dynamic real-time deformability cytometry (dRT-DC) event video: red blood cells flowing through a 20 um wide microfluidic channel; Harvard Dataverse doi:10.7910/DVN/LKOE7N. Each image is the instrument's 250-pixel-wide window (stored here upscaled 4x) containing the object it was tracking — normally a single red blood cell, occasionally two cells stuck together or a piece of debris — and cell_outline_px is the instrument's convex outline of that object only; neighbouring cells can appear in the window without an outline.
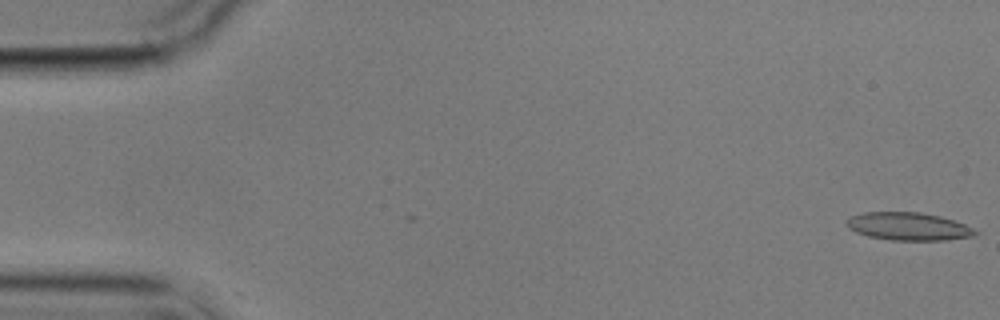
{"species": "common noctule bat (a hibernating species)", "species_latin": "Nyctalus noctula", "temperature_condition": "cold", "stored_images_in_passage": 3, "camera_frame_rate_fps": 3000, "um_per_image_px": 0.085, "animal": {"sex": "male", "body_mass_g": 17.9}, "frame": {"image": 1, "passage_image": 1, "time_ms": 0.0, "image_size_px": [1000, 320], "cell_outline_px": [[980, 232], [976, 236], [948, 240], [888, 240], [868, 236], [856, 232], [848, 228], [848, 220], [852, 216], [864, 212], [920, 212], [940, 216], [964, 224]], "centroid_in_image_um": [77.26, 19.25], "position_along_channel_um": 7.7, "area_um2": 20.87}}